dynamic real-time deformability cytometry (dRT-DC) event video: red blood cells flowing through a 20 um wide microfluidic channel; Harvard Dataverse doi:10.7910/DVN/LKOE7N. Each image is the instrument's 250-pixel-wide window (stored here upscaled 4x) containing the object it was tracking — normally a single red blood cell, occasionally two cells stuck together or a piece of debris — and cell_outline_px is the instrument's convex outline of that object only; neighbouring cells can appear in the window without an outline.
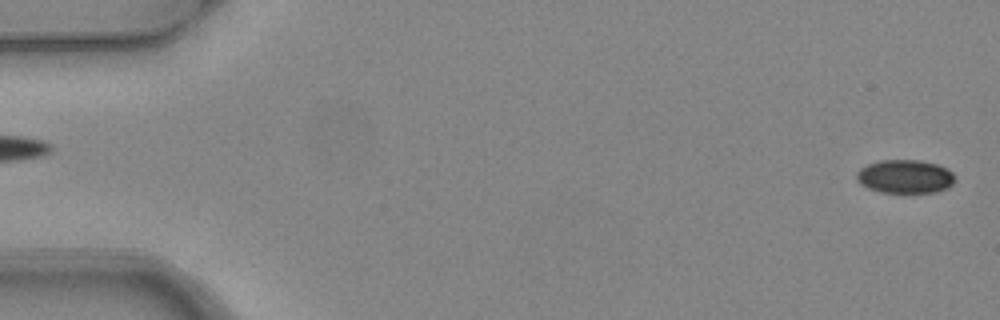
{"species": "common noctule bat (a hibernating species)", "species_latin": "Nyctalus noctula", "temperature_condition": "warm", "stored_images_in_passage": 3, "segment_of_instrument_passage": [2, 2], "camera_frame_rate_fps": 3000, "um_per_image_px": 0.085, "animal": {"sex": "female", "body_mass_g": 24.6, "forearm_length_mm": 56.2}, "frame": {"image": 1, "passage_image": 3, "time_ms": 0.667, "image_size_px": [1000, 320], "cell_outline_px": [[956, 180], [948, 188], [936, 192], [880, 192], [868, 188], [860, 184], [856, 180], [856, 172], [860, 168], [868, 164], [880, 160], [920, 160], [936, 164], [948, 168], [952, 172]], "centroid_in_image_um": [76.93, 15.0], "position_along_channel_um": 8.1, "area_um2": 19.36}}